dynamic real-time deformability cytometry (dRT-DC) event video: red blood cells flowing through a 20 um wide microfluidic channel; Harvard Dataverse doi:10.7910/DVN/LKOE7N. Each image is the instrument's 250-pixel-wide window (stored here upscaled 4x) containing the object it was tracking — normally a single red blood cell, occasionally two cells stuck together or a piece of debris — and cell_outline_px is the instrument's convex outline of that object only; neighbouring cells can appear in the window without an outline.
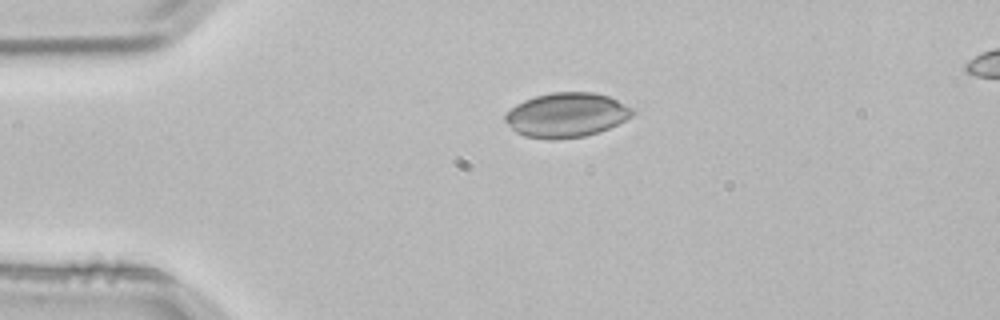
{"species": "common noctule bat (a hibernating species)", "species_latin": "Nyctalus noctula", "temperature_condition": "room temperature", "stored_images_in_passage": 3, "camera_frame_rate_fps": 3000, "um_per_image_px": 0.085, "animal": {"sex": "male", "body_mass_g": 21.5, "forearm_length_mm": 52.0}, "frame": {"image": 1, "passage_image": 1, "time_ms": 0.0, "image_size_px": [1000, 320], "cell_outline_px": [[636, 112], [632, 116], [600, 132], [584, 136], [552, 140], [548, 140], [524, 136], [516, 132], [504, 120], [504, 116], [516, 104], [524, 100], [536, 96], [552, 92], [592, 92], [608, 96], [632, 108]], "centroid_in_image_um": [48.14, 9.78], "position_along_channel_um": 36.9, "area_um2": 32.89}}